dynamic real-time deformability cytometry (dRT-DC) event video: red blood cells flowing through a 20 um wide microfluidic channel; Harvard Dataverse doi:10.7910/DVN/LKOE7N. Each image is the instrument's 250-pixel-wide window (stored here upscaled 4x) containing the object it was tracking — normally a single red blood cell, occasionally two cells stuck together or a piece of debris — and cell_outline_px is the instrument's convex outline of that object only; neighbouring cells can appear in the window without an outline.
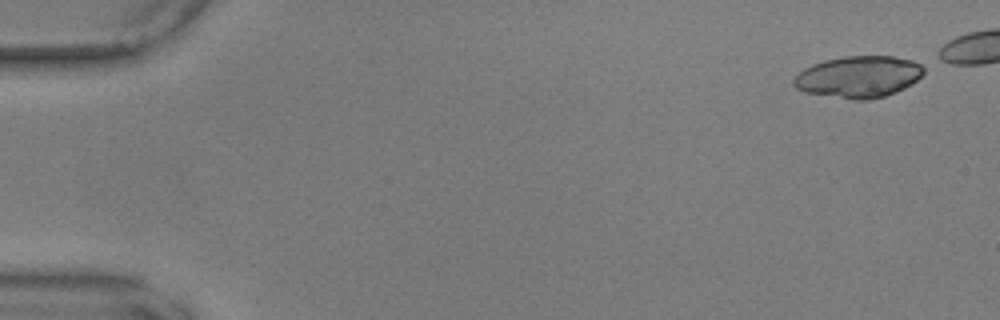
{"species": "common noctule bat (a hibernating species)", "species_latin": "Nyctalus noctula", "temperature_condition": "warm", "stored_images_in_passage": 48, "camera_frame_rate_fps": 3000, "um_per_image_px": 0.085, "animal": {"sex": "male", "body_mass_g": 17.9, "forearm_length_mm": 54.2}, "frame": {"image": 1, "passage_image": 1, "time_ms": 0.0, "image_size_px": [1000, 320], "cell_outline_px": [[924, 72], [916, 80], [904, 88], [896, 92], [884, 96], [868, 100], [852, 100], [804, 92], [796, 88], [792, 84], [792, 80], [804, 68], [812, 64], [824, 60], [844, 56], [892, 56], [912, 60], [920, 64], [924, 68]], "centroid_in_image_um": [72.95, 6.53], "position_along_channel_um": 12.1, "area_um2": 31.62}}